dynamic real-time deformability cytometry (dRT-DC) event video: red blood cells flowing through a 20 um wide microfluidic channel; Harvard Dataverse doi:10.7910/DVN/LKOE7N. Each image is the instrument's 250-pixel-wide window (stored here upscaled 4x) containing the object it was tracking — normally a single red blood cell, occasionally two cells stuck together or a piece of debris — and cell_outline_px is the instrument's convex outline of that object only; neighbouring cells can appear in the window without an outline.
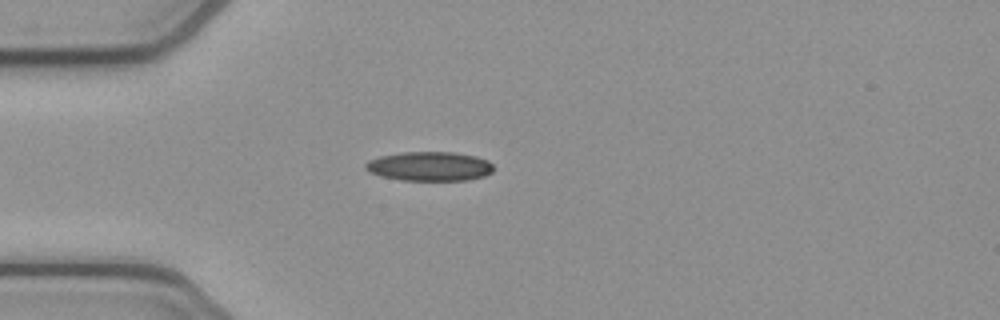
{"species": "common noctule bat (a hibernating species)", "species_latin": "Nyctalus noctula", "temperature_condition": "cold", "stored_images_in_passage": 39, "camera_frame_rate_fps": 3000, "um_per_image_px": 0.085, "animal": {"sex": "female", "body_mass_g": 21.9}, "frame": {"image": 1, "passage_image": 1, "time_ms": 0.0, "image_size_px": [1000, 320], "cell_outline_px": [[492, 168], [488, 172], [480, 176], [460, 180], [408, 180], [388, 176], [372, 172], [368, 168], [368, 164], [372, 160], [384, 156], [408, 152], [444, 152], [472, 156], [484, 160], [492, 164]], "centroid_in_image_um": [36.55, 14.13], "position_along_channel_um": 48.5, "area_um2": 20.23}}
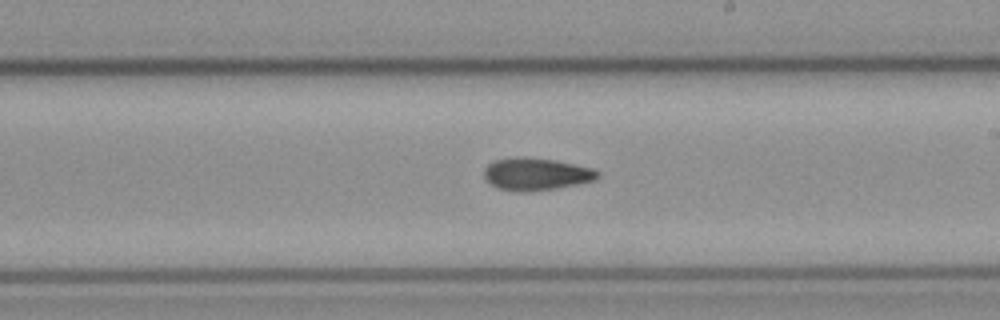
{"frame": {"image": 2, "passage_image": 17, "time_ms": 5.333, "image_size_px": [1000, 320], "cell_outline_px": [[596, 176], [588, 180], [548, 188], [504, 188], [488, 180], [484, 172], [492, 164], [500, 160], [548, 160], [568, 164], [584, 168], [596, 172]], "centroid_in_image_um": [45.54, 14.78], "position_along_channel_um": 243.5, "area_um2": 17.69}}
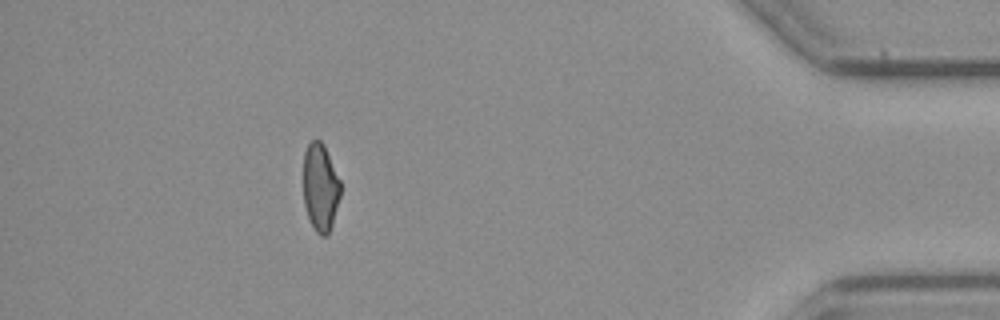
{"frame": {"image": 3, "passage_image": 34, "time_ms": 11.0, "image_size_px": [1000, 320], "cell_outline_px": [[340, 196], [328, 232], [324, 236], [312, 224], [308, 216], [304, 200], [304, 156], [308, 144], [312, 140], [320, 140], [340, 180]], "centroid_in_image_um": [27.22, 15.88], "position_along_channel_um": 408.0, "area_um2": 17.98}, "authors_computed_cell_mechanics": {"area_um2": 18.496, "velocity_mm_per_s": 3.8882, "shape_relaxation_time_tau1_ms": null, "shape_relaxation_time_tau2_ms": 7.6904, "deformation_change_tau1": null, "deformation_change_tau2": 0.1663}}